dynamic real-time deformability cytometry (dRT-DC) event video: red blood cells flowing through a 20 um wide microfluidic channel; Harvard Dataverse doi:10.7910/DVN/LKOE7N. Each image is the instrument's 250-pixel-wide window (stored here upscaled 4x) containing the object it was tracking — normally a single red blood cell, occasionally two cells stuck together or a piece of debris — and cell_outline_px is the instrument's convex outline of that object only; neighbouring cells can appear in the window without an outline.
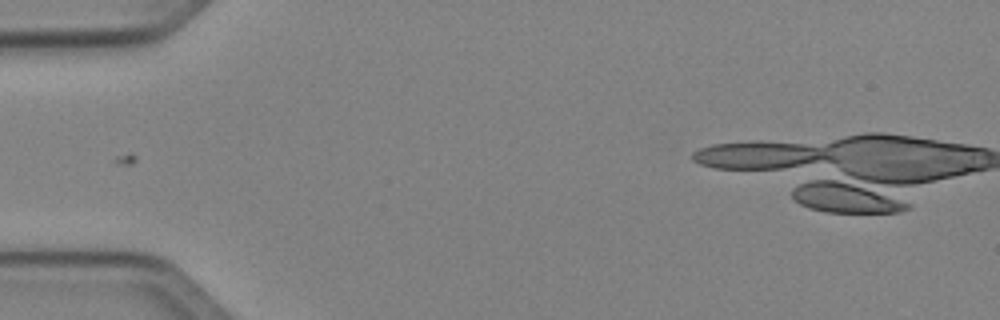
{"species": "Egyptian fruit bat (a non-hibernating species)", "species_latin": "Rousettus aegyptiacus", "temperature_condition": "cold", "stored_images_in_passage": 12, "camera_frame_rate_fps": 3000, "um_per_image_px": 0.085, "animal": {"sex": "female"}, "frame": {"image": 1, "passage_image": 1, "time_ms": 0.0, "image_size_px": [1000, 320], "cell_outline_px": [[832, 160], [772, 168], [728, 168], [708, 164], [712, 148], [724, 144], [788, 144], [828, 152]], "centroid_in_image_um": [64.97, 13.25], "position_along_channel_um": 20.0, "area_um2": 17.46}}